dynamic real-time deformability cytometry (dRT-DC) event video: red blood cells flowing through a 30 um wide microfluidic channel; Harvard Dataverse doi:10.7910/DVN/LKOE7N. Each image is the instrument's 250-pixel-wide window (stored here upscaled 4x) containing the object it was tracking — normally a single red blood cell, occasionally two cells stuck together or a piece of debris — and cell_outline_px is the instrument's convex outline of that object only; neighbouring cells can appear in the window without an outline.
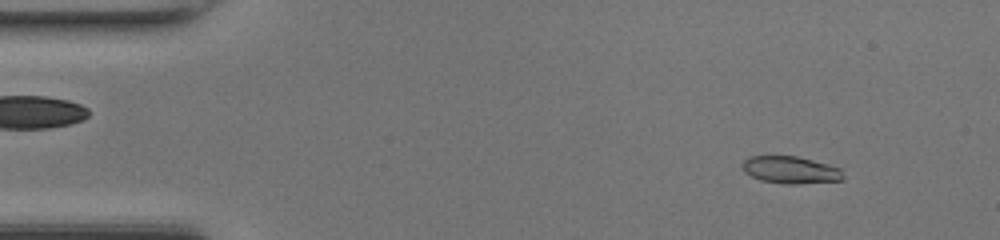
{"species": "common noctule bat (a hibernating species)", "species_latin": "Nyctalus noctula", "temperature_condition": "room temperature", "stored_images_in_passage": 48, "camera_frame_rate_fps": 3000, "um_per_image_px": 0.085, "animal": {"sex": "female", "body_mass_g": 17.0, "forearm_length_mm": 48.0}, "frame": {"image": 1, "passage_image": 5, "time_ms": 1.333, "image_size_px": [1000, 240], "cell_outline_px": [[844, 180], [796, 184], [784, 184], [760, 180], [744, 172], [740, 164], [748, 156], [796, 156], [828, 164], [840, 168], [844, 176]], "centroid_in_image_um": [67.18, 14.44], "position_along_channel_um": 17.8, "area_um2": 16.13}}
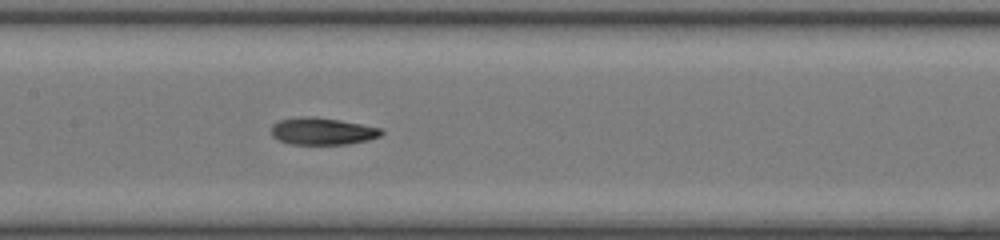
{"frame": {"image": 2, "passage_image": 23, "time_ms": 7.333, "image_size_px": [1000, 240], "cell_outline_px": [[384, 132], [380, 136], [368, 140], [348, 144], [288, 144], [276, 140], [272, 136], [272, 124], [280, 120], [340, 120], [380, 128]], "centroid_in_image_um": [27.43, 11.22], "position_along_channel_um": 180.0, "area_um2": 16.42}}
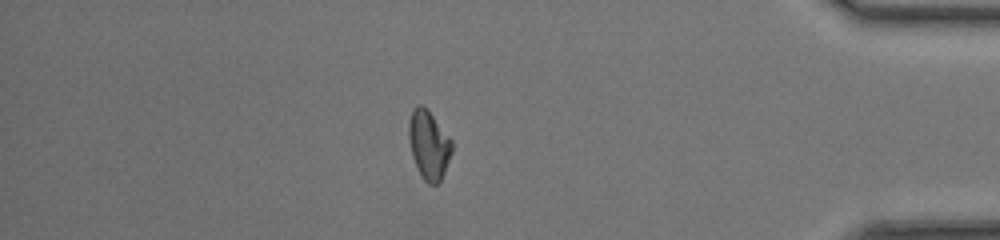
{"frame": {"image": 3, "passage_image": 41, "time_ms": 13.333, "image_size_px": [1000, 240], "cell_outline_px": [[452, 152], [444, 172], [440, 180], [436, 184], [428, 184], [424, 180], [416, 168], [412, 156], [408, 140], [408, 124], [412, 108], [416, 104], [420, 104], [428, 108], [452, 140]], "centroid_in_image_um": [36.42, 12.27], "position_along_channel_um": 398.8, "area_um2": 17.57}, "authors_computed_cell_mechanics": {"area_um2": 16.9643, "velocity_mm_per_s": 4.3256, "shape_relaxation_time_tau1_ms": null, "shape_relaxation_time_tau2_ms": 3.0713, "deformation_change_tau1": null, "deformation_change_tau2": 0.0994}}